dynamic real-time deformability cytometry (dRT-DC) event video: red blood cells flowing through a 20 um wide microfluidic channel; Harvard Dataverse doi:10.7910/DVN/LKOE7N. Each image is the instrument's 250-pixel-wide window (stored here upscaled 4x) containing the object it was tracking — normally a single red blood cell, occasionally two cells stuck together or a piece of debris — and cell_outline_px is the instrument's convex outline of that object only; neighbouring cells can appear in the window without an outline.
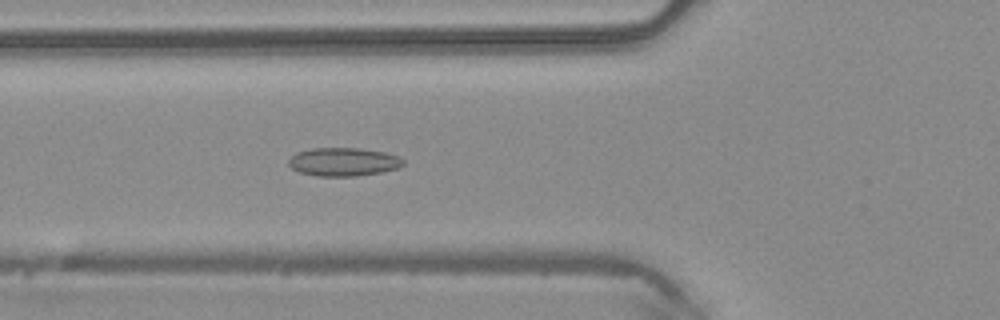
{"species": "common noctule bat (a hibernating species)", "species_latin": "Nyctalus noctula", "temperature_condition": "warm", "stored_images_in_passage": 50, "camera_frame_rate_fps": 3000, "um_per_image_px": 0.085, "animal": {"sex": "male", "body_mass_g": 20.4}, "frame": {"image": 1, "passage_image": 18, "time_ms": 5.667, "image_size_px": [1000, 320], "cell_outline_px": [[404, 164], [400, 168], [380, 172], [356, 176], [316, 176], [300, 172], [292, 168], [288, 164], [288, 160], [296, 152], [312, 148], [360, 148], [384, 152], [400, 156], [404, 160]], "centroid_in_image_um": [29.21, 13.75], "position_along_channel_um": 96.6, "area_um2": 19.07}}
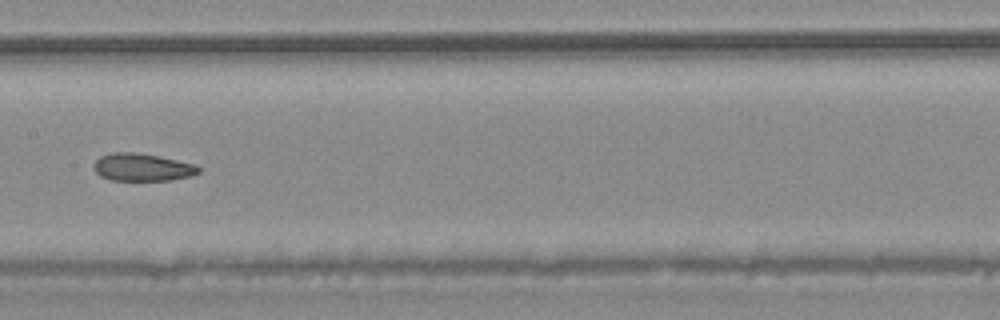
{"frame": {"image": 2, "passage_image": 25, "time_ms": 8.0, "image_size_px": [1000, 320], "cell_outline_px": [[200, 172], [192, 176], [172, 180], [112, 180], [100, 176], [92, 168], [96, 160], [100, 156], [112, 152], [136, 152], [160, 156], [196, 164], [200, 168]], "centroid_in_image_um": [12.11, 14.21], "position_along_channel_um": 195.3, "area_um2": 17.05}}
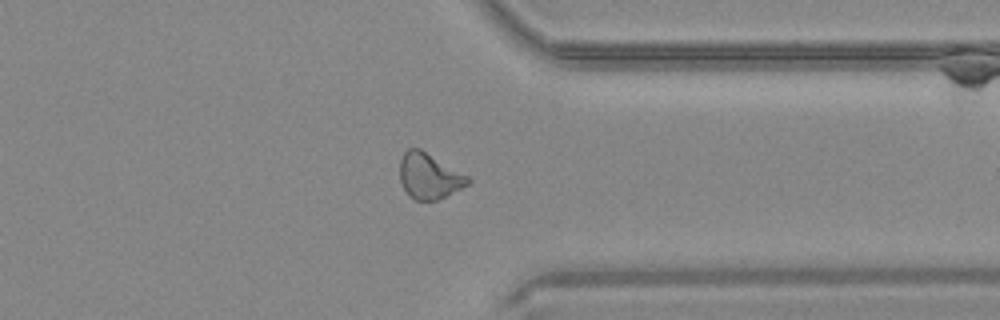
{"frame": {"image": 3, "passage_image": 38, "time_ms": 12.333, "image_size_px": [1000, 320], "cell_outline_px": [[472, 180], [468, 184], [436, 200], [416, 200], [408, 196], [400, 180], [400, 160], [404, 152], [408, 148], [420, 148], [468, 176]], "centroid_in_image_um": [36.45, 14.95], "position_along_channel_um": 375.0, "area_um2": 17.86}, "authors_computed_cell_mechanics": {"area_um2": 18.9584, "velocity_mm_per_s": 4.2035, "shape_relaxation_time_tau1_ms": null, "shape_relaxation_time_tau2_ms": 3.5827, "deformation_change_tau1": null, "deformation_change_tau2": 0.098}}